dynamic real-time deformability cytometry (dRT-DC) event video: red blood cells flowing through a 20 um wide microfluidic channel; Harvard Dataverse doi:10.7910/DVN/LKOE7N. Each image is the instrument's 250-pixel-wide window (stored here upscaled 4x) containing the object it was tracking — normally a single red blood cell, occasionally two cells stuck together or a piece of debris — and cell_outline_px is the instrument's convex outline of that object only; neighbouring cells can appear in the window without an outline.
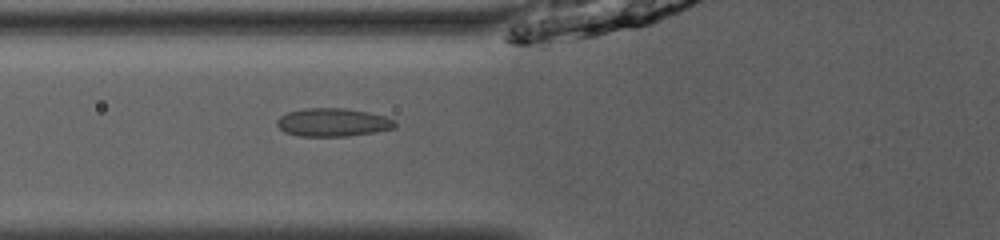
{"species": "common noctule bat (a hibernating species)", "species_latin": "Nyctalus noctula", "temperature_condition": "room temperature", "stored_images_in_passage": 42, "camera_frame_rate_fps": 3000, "um_per_image_px": 0.085, "animal": {"sex": "male", "body_mass_g": 13.0, "forearm_length_mm": 53.1}, "frame": {"image": 1, "passage_image": 12, "time_ms": 3.667, "image_size_px": [1000, 240], "cell_outline_px": [[396, 124], [392, 128], [376, 132], [348, 136], [300, 136], [284, 132], [276, 124], [276, 120], [280, 116], [288, 112], [304, 108], [344, 108], [368, 112], [384, 116], [392, 120]], "centroid_in_image_um": [28.24, 10.4], "position_along_channel_um": 97.6, "area_um2": 19.31}}
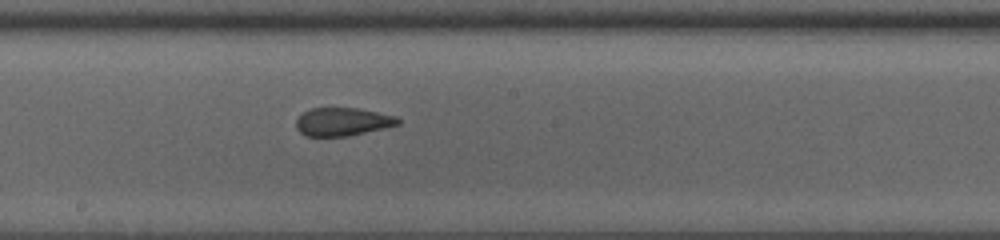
{"frame": {"image": 2, "passage_image": 21, "time_ms": 6.667, "image_size_px": [1000, 240], "cell_outline_px": [[400, 124], [384, 128], [348, 136], [304, 136], [296, 128], [296, 120], [304, 112], [312, 108], [360, 108], [396, 116], [400, 120]], "centroid_in_image_um": [29.12, 10.35], "position_along_channel_um": 219.1, "area_um2": 16.7}}
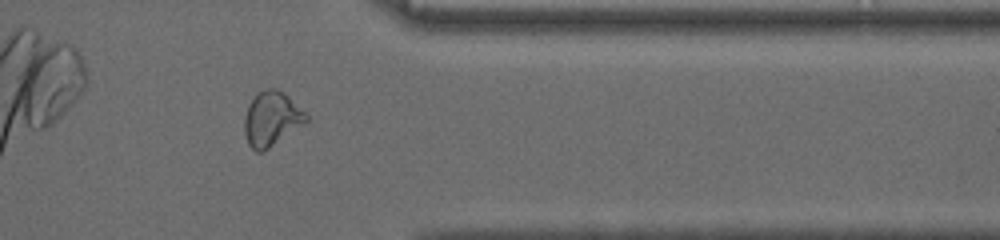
{"frame": {"image": 3, "passage_image": 34, "time_ms": 11.0, "image_size_px": [1000, 240], "cell_outline_px": [[308, 120], [304, 124], [264, 152], [256, 152], [248, 144], [244, 132], [244, 116], [248, 104], [256, 92], [268, 88], [276, 88], [288, 96], [308, 116]], "centroid_in_image_um": [23.05, 10.11], "position_along_channel_um": 388.4, "area_um2": 19.71}, "authors_computed_cell_mechanics": {"area_um2": 18.4671, "velocity_mm_per_s": 4.02, "shape_relaxation_time_tau1_ms": null, "shape_relaxation_time_tau2_ms": 1.1402, "deformation_change_tau1": null, "deformation_change_tau2": 0.0848}}